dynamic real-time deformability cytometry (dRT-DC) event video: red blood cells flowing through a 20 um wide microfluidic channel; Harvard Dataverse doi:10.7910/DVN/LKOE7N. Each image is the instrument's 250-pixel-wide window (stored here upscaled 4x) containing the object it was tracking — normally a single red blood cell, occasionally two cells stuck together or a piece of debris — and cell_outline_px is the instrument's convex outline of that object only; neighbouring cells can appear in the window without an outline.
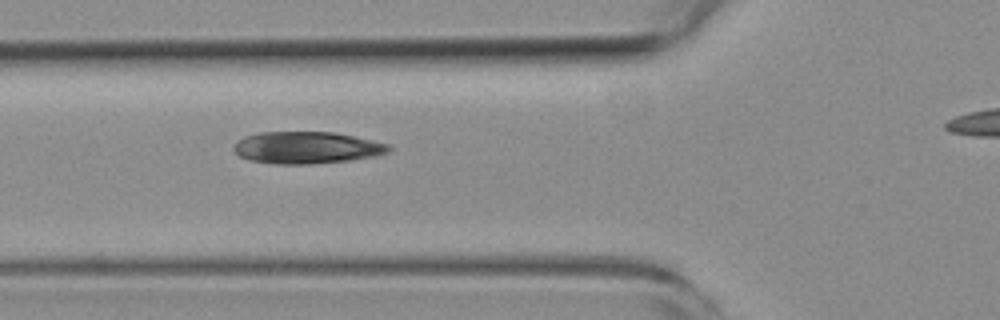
{"species": "common noctule bat (a hibernating species)", "species_latin": "Nyctalus noctula", "temperature_condition": "room temperature", "stored_images_in_passage": 7, "segment_of_instrument_passage": [1, 2], "camera_frame_rate_fps": 3000, "um_per_image_px": 0.085, "animal": {"sex": "female", "body_mass_g": 19.3, "forearm_length_mm": 54.1}, "frame": {"image": 1, "passage_image": 6, "time_ms": 8.0, "image_size_px": [1000, 320], "cell_outline_px": [[392, 148], [388, 152], [372, 156], [348, 160], [312, 164], [276, 164], [248, 160], [240, 156], [232, 148], [244, 136], [260, 132], [336, 132], [388, 144]], "centroid_in_image_um": [26.05, 12.55], "position_along_channel_um": 99.8, "area_um2": 28.67}}